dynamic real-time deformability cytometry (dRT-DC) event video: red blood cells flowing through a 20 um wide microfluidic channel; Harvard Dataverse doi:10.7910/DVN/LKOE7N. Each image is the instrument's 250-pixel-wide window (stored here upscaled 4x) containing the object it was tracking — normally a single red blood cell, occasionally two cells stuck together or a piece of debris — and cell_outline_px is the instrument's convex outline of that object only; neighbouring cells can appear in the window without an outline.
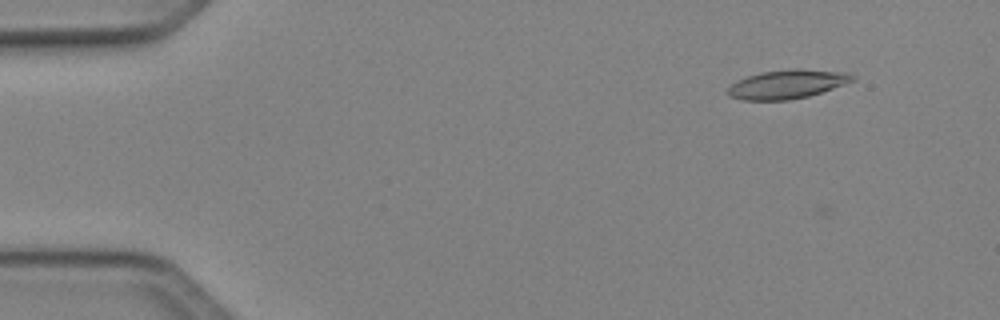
{"species": "Egyptian fruit bat (a non-hibernating species)", "species_latin": "Rousettus aegyptiacus", "temperature_condition": "cold", "stored_images_in_passage": 2, "camera_frame_rate_fps": 3000, "um_per_image_px": 0.085, "animal": {"sex": "female"}, "frame": {"image": 1, "passage_image": 1, "time_ms": 0.0, "image_size_px": [1000, 320], "cell_outline_px": [[856, 80], [808, 96], [788, 100], [744, 100], [728, 96], [724, 92], [732, 84], [748, 76], [764, 72], [796, 68], [848, 72], [856, 76]], "centroid_in_image_um": [66.93, 7.16], "position_along_channel_um": 18.1, "area_um2": 20.87}}